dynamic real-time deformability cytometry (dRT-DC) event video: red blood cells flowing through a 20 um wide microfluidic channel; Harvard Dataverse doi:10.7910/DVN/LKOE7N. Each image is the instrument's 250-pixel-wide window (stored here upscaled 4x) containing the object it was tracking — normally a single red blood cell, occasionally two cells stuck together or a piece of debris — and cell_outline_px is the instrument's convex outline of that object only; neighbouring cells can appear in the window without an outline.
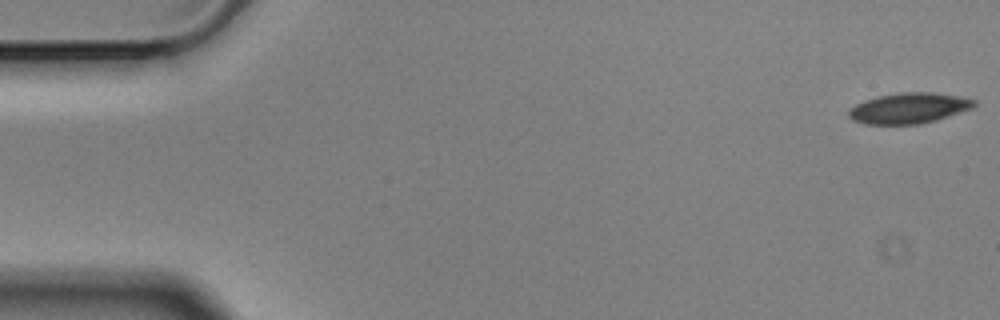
{"species": "Egyptian fruit bat (a non-hibernating species)", "species_latin": "Rousettus aegyptiacus", "temperature_condition": "cold", "stored_images_in_passage": 10, "camera_frame_rate_fps": 3000, "um_per_image_px": 0.085, "animal": {"sex": "male"}, "frame": {"image": 1, "passage_image": 1, "time_ms": 0.0, "image_size_px": [1000, 320], "cell_outline_px": [[976, 104], [972, 108], [936, 120], [920, 124], [864, 124], [852, 120], [848, 116], [848, 108], [864, 100], [880, 96], [900, 92], [932, 92], [960, 96], [976, 100]], "centroid_in_image_um": [77.23, 9.19], "position_along_channel_um": 7.8, "area_um2": 22.43}}
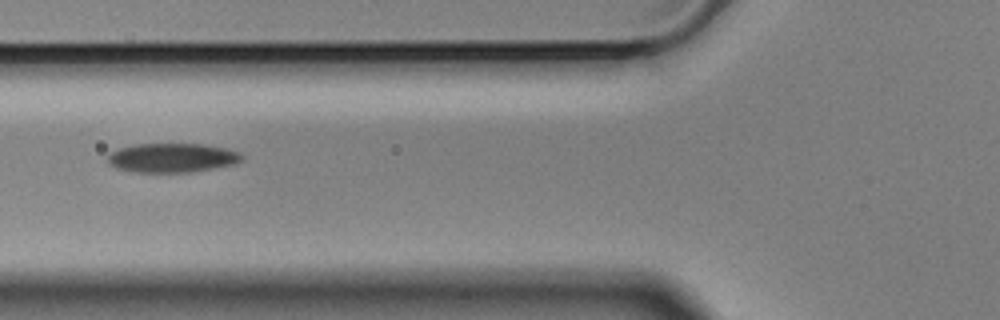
{"frame": {"image": 2, "passage_image": 6, "time_ms": 1.667, "image_size_px": [1000, 320], "cell_outline_px": [[244, 160], [236, 164], [192, 172], [136, 172], [116, 168], [108, 164], [108, 156], [112, 152], [120, 148], [136, 144], [204, 144], [228, 148], [240, 152], [244, 156]], "centroid_in_image_um": [14.7, 13.41], "position_along_channel_um": 111.1, "area_um2": 23.0}}
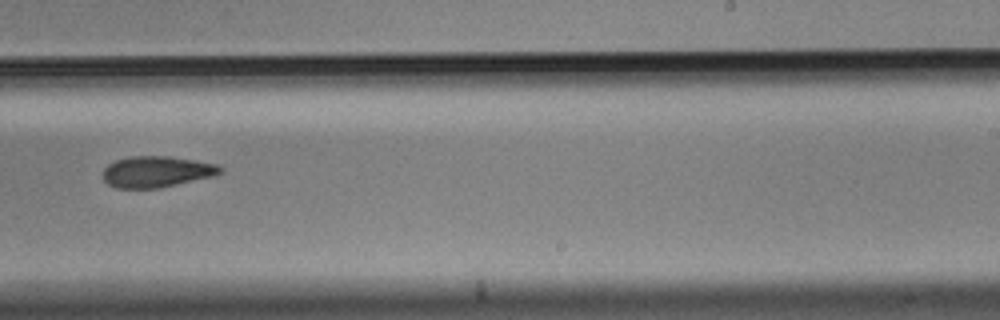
{"frame": {"image": 3, "passage_image": 10, "time_ms": 3.0, "image_size_px": [1000, 320], "cell_outline_px": [[224, 172], [212, 176], [156, 188], [116, 188], [108, 184], [104, 180], [104, 168], [108, 164], [116, 160], [132, 156], [168, 156], [196, 160], [216, 164], [224, 168]], "centroid_in_image_um": [13.32, 14.58], "position_along_channel_um": 275.7, "area_um2": 21.1}}